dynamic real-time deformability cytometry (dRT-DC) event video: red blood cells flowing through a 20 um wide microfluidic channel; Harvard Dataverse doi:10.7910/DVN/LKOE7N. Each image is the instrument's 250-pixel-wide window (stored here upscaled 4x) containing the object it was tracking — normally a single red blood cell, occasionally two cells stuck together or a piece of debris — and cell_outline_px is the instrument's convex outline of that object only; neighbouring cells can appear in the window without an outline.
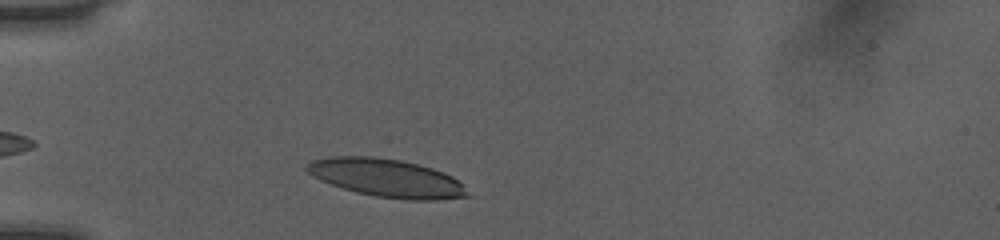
{"species": "human", "species_latin": "Homo sapiens", "temperature_condition": "room temperature", "stored_images_in_passage": 33, "camera_frame_rate_fps": 3000, "um_per_image_px": 0.085, "donor": {"sex": "female"}, "frame": {"image": 1, "passage_image": 3, "time_ms": 0.667, "image_size_px": [1000, 240], "cell_outline_px": [[472, 196], [436, 200], [408, 200], [376, 196], [356, 192], [320, 180], [308, 172], [304, 168], [304, 164], [312, 160], [328, 156], [372, 156], [400, 160], [432, 168], [452, 176], [464, 184]], "centroid_in_image_um": [32.88, 15.13], "position_along_channel_um": 52.1, "area_um2": 35.78}}
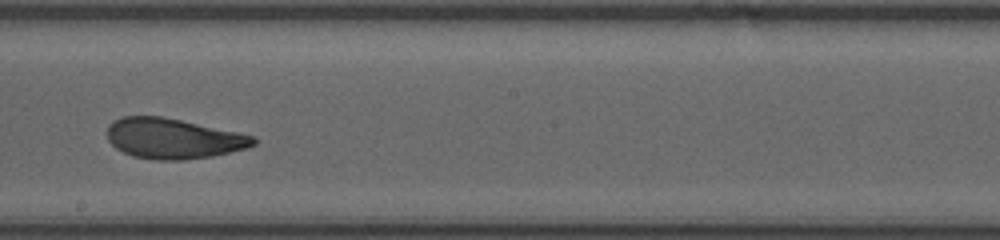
{"frame": {"image": 2, "passage_image": 18, "time_ms": 5.667, "image_size_px": [1000, 240], "cell_outline_px": [[256, 144], [248, 148], [212, 156], [184, 160], [156, 160], [132, 156], [116, 148], [108, 140], [108, 124], [124, 116], [160, 116], [180, 120], [256, 136]], "centroid_in_image_um": [14.74, 11.78], "position_along_channel_um": 233.5, "area_um2": 34.22}}
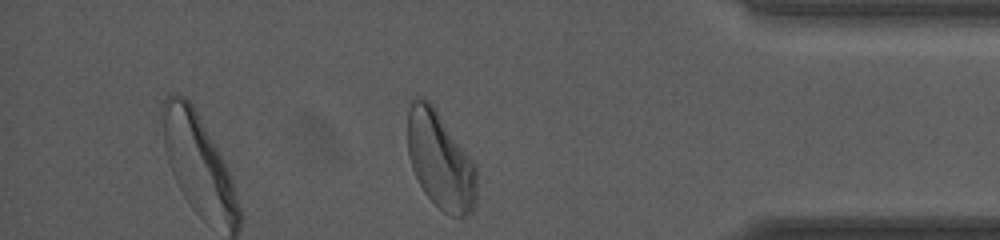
{"frame": {"image": 3, "passage_image": 32, "time_ms": 10.333, "image_size_px": [1000, 240], "cell_outline_px": [[476, 204], [464, 216], [452, 216], [444, 212], [424, 192], [412, 168], [408, 156], [408, 108], [412, 100], [416, 96], [428, 100], [436, 108], [476, 164]], "centroid_in_image_um": [37.42, 13.6], "position_along_channel_um": 397.8, "area_um2": 39.13}, "authors_computed_cell_mechanics": {"area_um2": 34.8534, "velocity_mm_per_s": 4.0195, "shape_relaxation_time_tau1_ms": 4.2947, "shape_relaxation_time_tau2_ms": 1.4917, "deformation_change_tau1": 0.1471, "deformation_change_tau2": 0.0842}}